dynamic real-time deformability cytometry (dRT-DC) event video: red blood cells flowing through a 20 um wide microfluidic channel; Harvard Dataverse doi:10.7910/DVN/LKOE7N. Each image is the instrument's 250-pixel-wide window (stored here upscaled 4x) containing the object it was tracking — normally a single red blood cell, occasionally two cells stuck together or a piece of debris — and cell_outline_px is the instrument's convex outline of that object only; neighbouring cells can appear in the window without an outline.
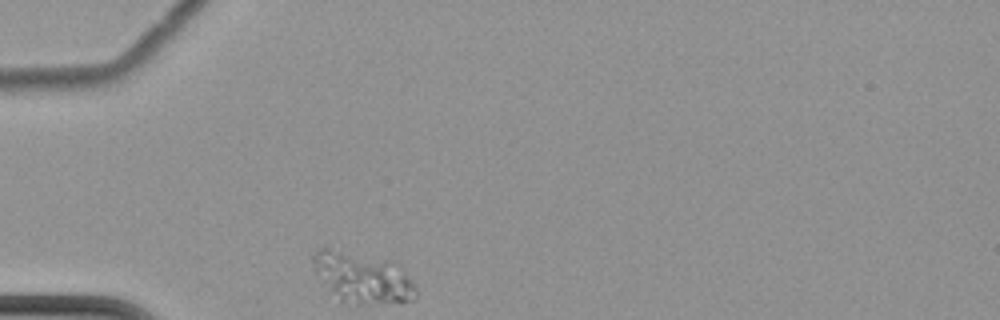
{"species": "common noctule bat (a hibernating species)", "species_latin": "Nyctalus noctula", "temperature_condition": "cold", "stored_images_in_passage": 1, "camera_frame_rate_fps": 3000, "um_per_image_px": 0.085, "animal": {"sex": "female", "body_mass_g": 22.7, "forearm_length_mm": 54.2}, "frame": {"image": 1, "passage_image": 1, "time_ms": 0.0, "image_size_px": [1000, 320], "cell_outline_px": [[416, 296], [412, 300], [372, 304], [356, 304], [340, 300], [316, 276], [312, 260], [312, 256], [324, 244], [396, 260], [400, 264], [412, 280], [416, 288]], "centroid_in_image_um": [30.8, 23.5], "position_along_channel_um": 54.2, "area_um2": 31.5}}